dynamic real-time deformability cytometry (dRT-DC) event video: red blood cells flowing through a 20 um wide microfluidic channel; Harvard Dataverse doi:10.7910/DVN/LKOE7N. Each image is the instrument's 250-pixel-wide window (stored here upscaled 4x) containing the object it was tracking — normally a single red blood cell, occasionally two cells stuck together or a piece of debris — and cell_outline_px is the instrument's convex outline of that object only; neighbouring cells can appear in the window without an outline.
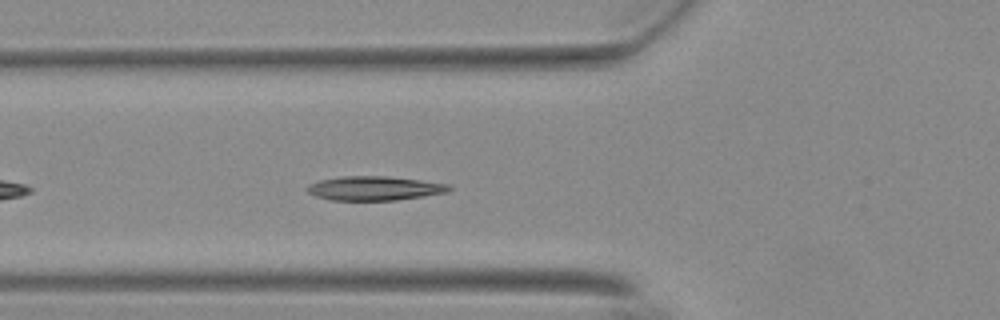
{"species": "Egyptian fruit bat (a non-hibernating species)", "species_latin": "Rousettus aegyptiacus", "temperature_condition": "warm", "stored_images_in_passage": 41, "camera_frame_rate_fps": 3000, "um_per_image_px": 0.085, "animal": {"sex": "female"}, "frame": {"image": 1, "passage_image": 6, "time_ms": 1.667, "image_size_px": [1000, 320], "cell_outline_px": [[452, 188], [448, 192], [424, 196], [396, 200], [328, 200], [316, 196], [308, 192], [304, 188], [308, 184], [320, 180], [340, 176], [388, 176], [420, 180], [448, 184]], "centroid_in_image_um": [31.79, 16.0], "position_along_channel_um": 94.0, "area_um2": 20.06}}
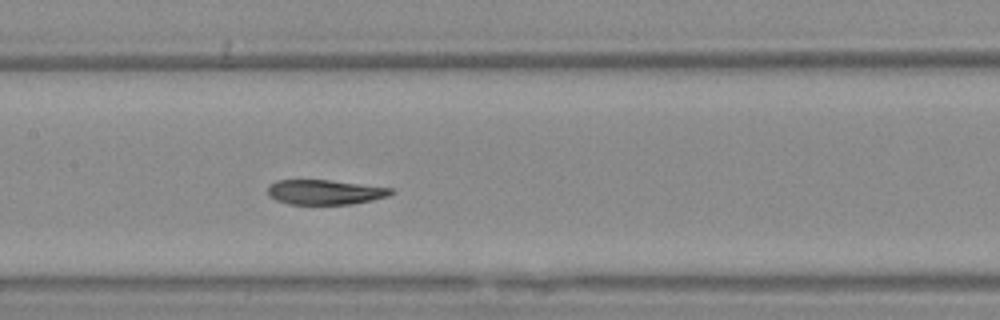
{"frame": {"image": 2, "passage_image": 13, "time_ms": 4.0, "image_size_px": [1000, 320], "cell_outline_px": [[396, 192], [388, 196], [372, 200], [352, 204], [288, 204], [276, 200], [268, 196], [268, 184], [276, 180], [328, 180], [392, 188]], "centroid_in_image_um": [27.6, 16.33], "position_along_channel_um": 179.8, "area_um2": 17.86}}
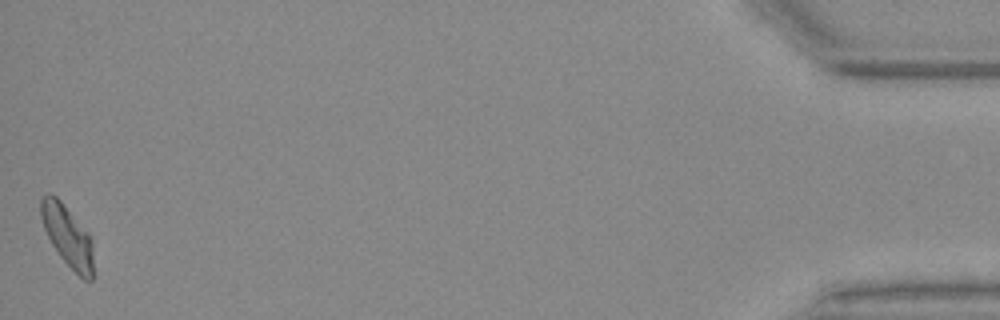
{"frame": {"image": 3, "passage_image": 41, "time_ms": 13.333, "image_size_px": [1000, 320], "cell_outline_px": [[92, 280], [84, 280], [60, 256], [52, 244], [44, 228], [40, 216], [40, 200], [48, 192], [56, 196], [60, 200], [88, 232], [92, 240]], "centroid_in_image_um": [5.72, 20.02], "position_along_channel_um": 429.5, "area_um2": 18.38}, "authors_computed_cell_mechanics": {"area_um2": 19.0162, "velocity_mm_per_s": 3.6723, "shape_relaxation_time_tau1_ms": null, "shape_relaxation_time_tau2_ms": 3.0608, "deformation_change_tau1": null, "deformation_change_tau2": 0.0759}}